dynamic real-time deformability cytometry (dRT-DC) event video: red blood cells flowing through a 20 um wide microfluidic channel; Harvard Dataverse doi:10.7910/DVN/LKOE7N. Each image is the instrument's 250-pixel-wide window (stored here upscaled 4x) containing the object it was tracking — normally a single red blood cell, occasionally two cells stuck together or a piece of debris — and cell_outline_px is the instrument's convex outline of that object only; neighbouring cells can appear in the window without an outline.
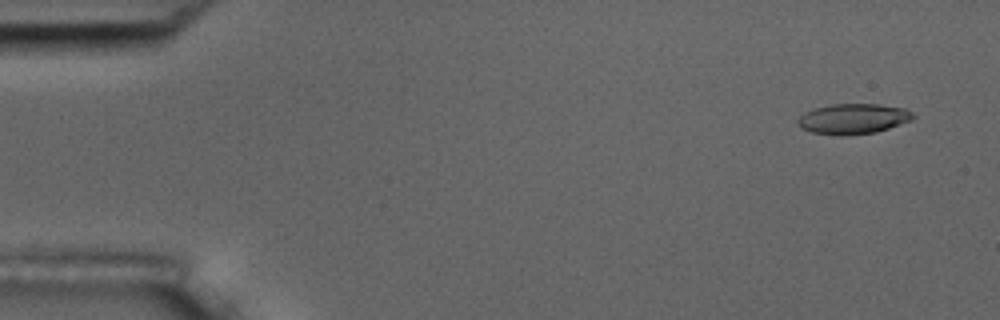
{"species": "common noctule bat (a hibernating species)", "species_latin": "Nyctalus noctula", "temperature_condition": "room temperature", "stored_images_in_passage": 3, "camera_frame_rate_fps": 3000, "um_per_image_px": 0.085, "animal": {"sex": "male", "body_mass_g": 17.5, "forearm_length_mm": 52.3}, "frame": {"image": 1, "passage_image": 1, "time_ms": 0.0, "image_size_px": [1000, 320], "cell_outline_px": [[916, 116], [912, 120], [876, 132], [848, 136], [840, 136], [812, 132], [800, 128], [796, 124], [796, 120], [804, 112], [816, 108], [832, 104], [880, 104], [904, 108], [912, 112]], "centroid_in_image_um": [72.5, 10.11], "position_along_channel_um": 12.5, "area_um2": 20.58}}